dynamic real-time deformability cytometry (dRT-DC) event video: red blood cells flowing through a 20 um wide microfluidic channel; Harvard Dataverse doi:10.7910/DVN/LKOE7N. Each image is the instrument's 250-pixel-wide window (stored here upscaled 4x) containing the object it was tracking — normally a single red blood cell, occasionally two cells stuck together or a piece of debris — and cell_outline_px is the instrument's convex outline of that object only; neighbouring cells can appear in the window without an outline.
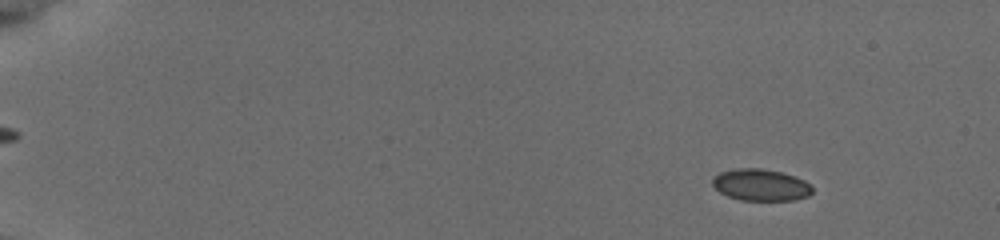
{"species": "common noctule bat (a hibernating species)", "species_latin": "Nyctalus noctula", "temperature_condition": "cold", "stored_images_in_passage": 56, "camera_frame_rate_fps": 3000, "um_per_image_px": 0.085, "animal": {"sex": "female", "body_mass_g": 19.5, "forearm_length_mm": 54.1}, "frame": {"image": 1, "passage_image": 7, "time_ms": 2.0, "image_size_px": [1000, 240], "cell_outline_px": [[812, 192], [808, 196], [792, 200], [740, 200], [728, 196], [720, 192], [712, 184], [712, 176], [720, 172], [740, 168], [760, 168], [780, 172], [804, 180], [812, 188]], "centroid_in_image_um": [64.62, 15.72], "position_along_channel_um": 20.4, "area_um2": 18.26}}
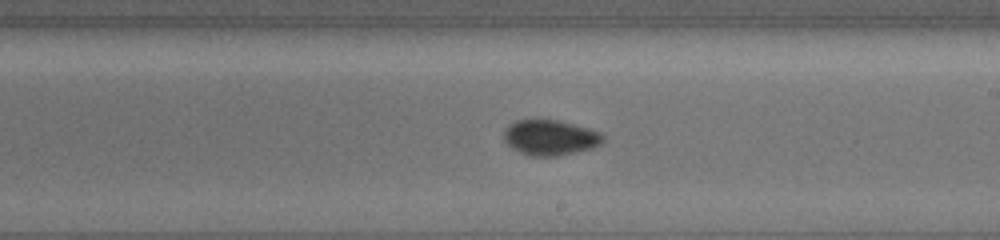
{"frame": {"image": 2, "passage_image": 35, "time_ms": 11.333, "image_size_px": [1000, 240], "cell_outline_px": [[604, 140], [600, 144], [592, 148], [556, 156], [532, 156], [520, 152], [512, 148], [504, 140], [504, 132], [508, 124], [516, 120], [556, 120], [588, 128], [600, 132], [604, 136]], "centroid_in_image_um": [46.75, 11.69], "position_along_channel_um": 242.2, "area_um2": 20.23}}
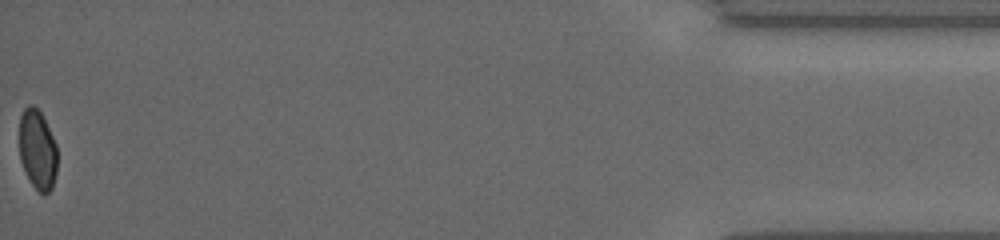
{"frame": {"image": 3, "passage_image": 56, "time_ms": 18.333, "image_size_px": [1000, 240], "cell_outline_px": [[56, 172], [52, 188], [44, 196], [32, 184], [20, 160], [20, 116], [24, 108], [28, 104], [32, 104], [40, 112], [56, 144]], "centroid_in_image_um": [3.18, 12.72], "position_along_channel_um": 432.0, "area_um2": 17.34}, "authors_computed_cell_mechanics": {"area_um2": 18.9584, "velocity_mm_per_s": 3.8383, "shape_relaxation_time_tau1_ms": null, "shape_relaxation_time_tau2_ms": 1.2786, "deformation_change_tau1": null, "deformation_change_tau2": 0.0334}}